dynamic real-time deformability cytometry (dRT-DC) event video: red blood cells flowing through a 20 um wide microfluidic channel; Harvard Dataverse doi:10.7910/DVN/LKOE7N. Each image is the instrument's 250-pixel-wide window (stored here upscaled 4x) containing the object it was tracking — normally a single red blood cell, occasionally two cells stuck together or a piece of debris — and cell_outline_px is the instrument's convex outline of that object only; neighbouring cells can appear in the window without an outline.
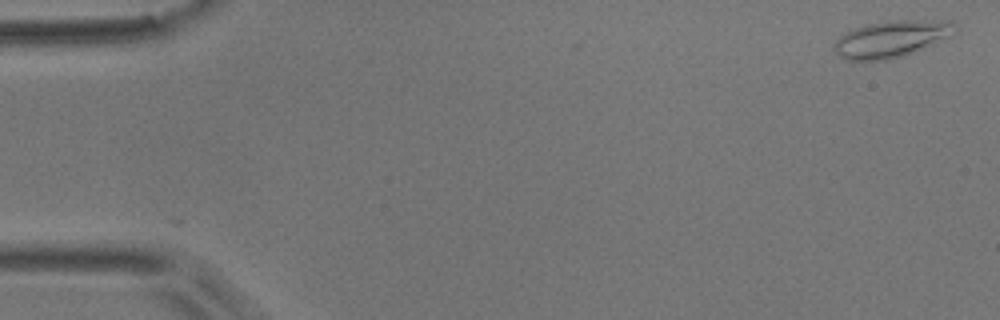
{"species": "common noctule bat (a hibernating species)", "species_latin": "Nyctalus noctula", "temperature_condition": "room temperature", "stored_images_in_passage": 6, "camera_frame_rate_fps": 3000, "um_per_image_px": 0.085, "animal": {"sex": "male", "body_mass_g": 17.9}, "frame": {"image": 1, "passage_image": 6, "time_ms": 1.667, "image_size_px": [1000, 320], "cell_outline_px": [[960, 32], [952, 36], [916, 52], [904, 56], [888, 60], [844, 60], [836, 52], [836, 40], [844, 32], [864, 24], [888, 20], [952, 20], [960, 28]], "centroid_in_image_um": [75.88, 3.29], "position_along_channel_um": 9.1, "area_um2": 26.53}}